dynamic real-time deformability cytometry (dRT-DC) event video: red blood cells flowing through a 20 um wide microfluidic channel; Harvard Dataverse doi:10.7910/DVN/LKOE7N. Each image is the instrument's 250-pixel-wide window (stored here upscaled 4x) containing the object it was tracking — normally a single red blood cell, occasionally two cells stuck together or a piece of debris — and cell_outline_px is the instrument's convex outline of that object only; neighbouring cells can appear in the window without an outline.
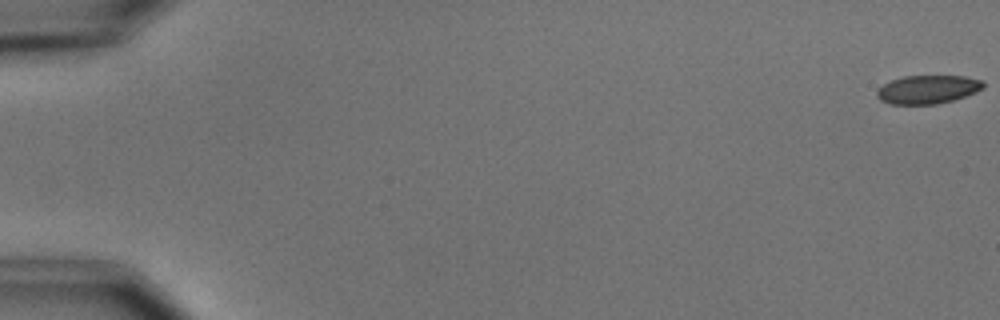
{"species": "common noctule bat (a hibernating species)", "species_latin": "Nyctalus noctula", "temperature_condition": "cold", "stored_images_in_passage": 6, "camera_frame_rate_fps": 3000, "um_per_image_px": 0.085, "animal": {"sex": "male", "body_mass_g": 15.6}, "frame": {"image": 1, "passage_image": 1, "time_ms": 0.0, "image_size_px": [1000, 320], "cell_outline_px": [[984, 88], [976, 92], [952, 100], [936, 104], [888, 104], [880, 100], [876, 96], [876, 92], [884, 84], [892, 80], [904, 76], [964, 76], [984, 80]], "centroid_in_image_um": [78.87, 7.6], "position_along_channel_um": 6.1, "area_um2": 17.63}}
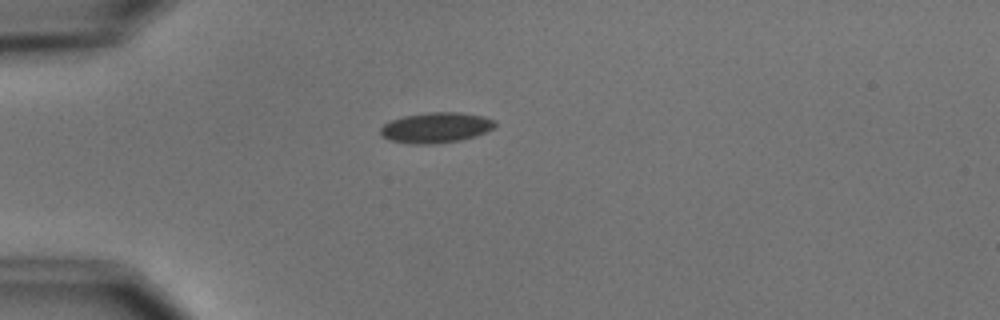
{"frame": {"image": 2, "passage_image": 5, "time_ms": 5.0, "image_size_px": [1000, 320], "cell_outline_px": [[496, 124], [492, 128], [476, 136], [460, 140], [432, 144], [408, 144], [388, 140], [380, 136], [380, 128], [384, 124], [392, 120], [404, 116], [428, 112], [460, 112], [484, 116], [496, 120]], "centroid_in_image_um": [37.03, 10.85], "position_along_channel_um": 48.0, "area_um2": 20.46}}